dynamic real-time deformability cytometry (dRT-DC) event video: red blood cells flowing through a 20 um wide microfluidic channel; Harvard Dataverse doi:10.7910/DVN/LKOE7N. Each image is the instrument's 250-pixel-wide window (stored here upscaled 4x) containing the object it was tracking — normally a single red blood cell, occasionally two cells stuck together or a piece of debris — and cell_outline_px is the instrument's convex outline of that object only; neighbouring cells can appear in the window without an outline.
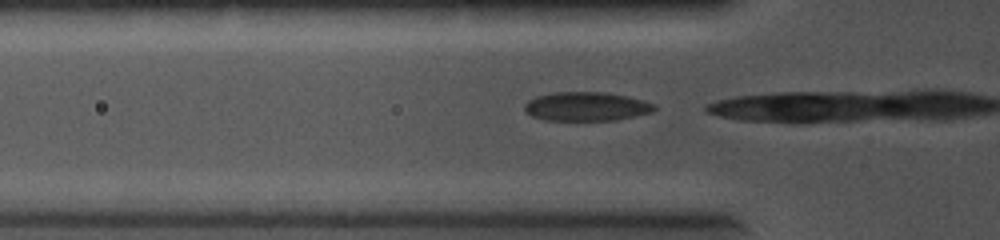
{"species": "common noctule bat (a hibernating species)", "species_latin": "Nyctalus noctula", "temperature_condition": "cold", "stored_images_in_passage": 4, "camera_frame_rate_fps": 5000, "um_per_image_px": 0.085, "animal": {"sex": "female", "body_mass_g": 19.0, "forearm_length_mm": 56.7}, "frame": {"image": 1, "passage_image": 2, "time_ms": 0.2, "image_size_px": [1000, 240], "cell_outline_px": [[656, 108], [652, 112], [616, 120], [544, 120], [532, 116], [524, 112], [524, 104], [528, 100], [536, 96], [552, 92], [604, 92], [628, 96], [656, 104]], "centroid_in_image_um": [49.81, 9.04], "position_along_channel_um": 76.0, "area_um2": 22.02}}